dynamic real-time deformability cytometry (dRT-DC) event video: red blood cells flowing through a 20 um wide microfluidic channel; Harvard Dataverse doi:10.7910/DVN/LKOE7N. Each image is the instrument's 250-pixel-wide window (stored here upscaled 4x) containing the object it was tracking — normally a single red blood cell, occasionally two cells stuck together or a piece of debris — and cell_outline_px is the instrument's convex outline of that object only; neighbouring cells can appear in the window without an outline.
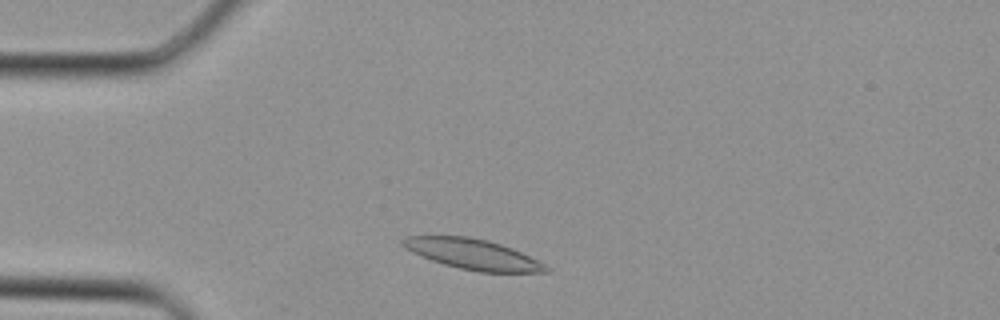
{"species": "Egyptian fruit bat (a non-hibernating species)", "species_latin": "Rousettus aegyptiacus", "temperature_condition": "cold", "stored_images_in_passage": 31, "camera_frame_rate_fps": 3000, "um_per_image_px": 0.085, "animal": {"sex": "female"}, "frame": {"image": 1, "passage_image": 3, "time_ms": 0.667, "image_size_px": [1000, 320], "cell_outline_px": [[552, 272], [480, 272], [460, 268], [444, 264], [432, 260], [412, 252], [404, 248], [400, 244], [400, 240], [404, 236], [468, 236], [488, 240], [512, 248], [552, 268]], "centroid_in_image_um": [40.17, 21.6], "position_along_channel_um": 44.8, "area_um2": 25.26}}
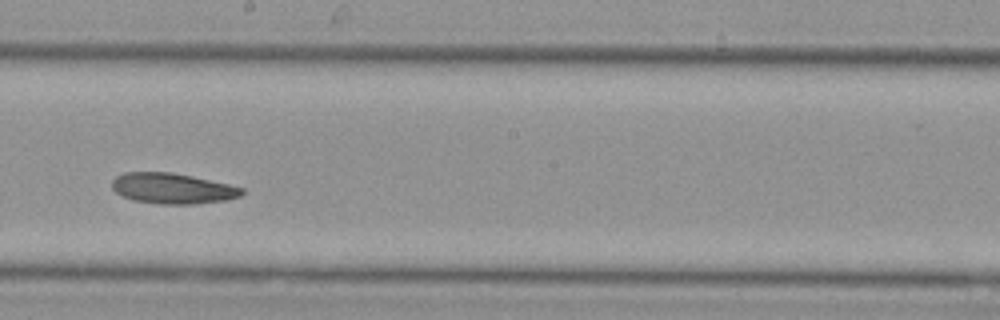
{"frame": {"image": 2, "passage_image": 15, "time_ms": 4.667, "image_size_px": [1000, 320], "cell_outline_px": [[244, 192], [240, 196], [228, 200], [196, 204], [160, 204], [132, 200], [116, 192], [112, 188], [112, 180], [116, 176], [124, 172], [172, 172], [192, 176], [228, 184], [244, 188]], "centroid_in_image_um": [14.67, 16.02], "position_along_channel_um": 233.5, "area_um2": 23.24}}
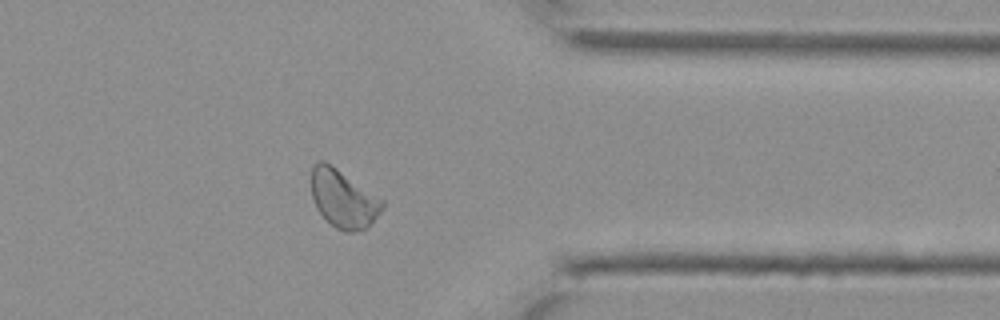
{"frame": {"image": 3, "passage_image": 24, "time_ms": 7.667, "image_size_px": [1000, 320], "cell_outline_px": [[384, 208], [364, 228], [352, 232], [344, 232], [336, 228], [316, 208], [312, 196], [312, 164], [316, 160], [324, 160], [384, 200]], "centroid_in_image_um": [29.16, 16.87], "position_along_channel_um": 382.2, "area_um2": 23.52}}